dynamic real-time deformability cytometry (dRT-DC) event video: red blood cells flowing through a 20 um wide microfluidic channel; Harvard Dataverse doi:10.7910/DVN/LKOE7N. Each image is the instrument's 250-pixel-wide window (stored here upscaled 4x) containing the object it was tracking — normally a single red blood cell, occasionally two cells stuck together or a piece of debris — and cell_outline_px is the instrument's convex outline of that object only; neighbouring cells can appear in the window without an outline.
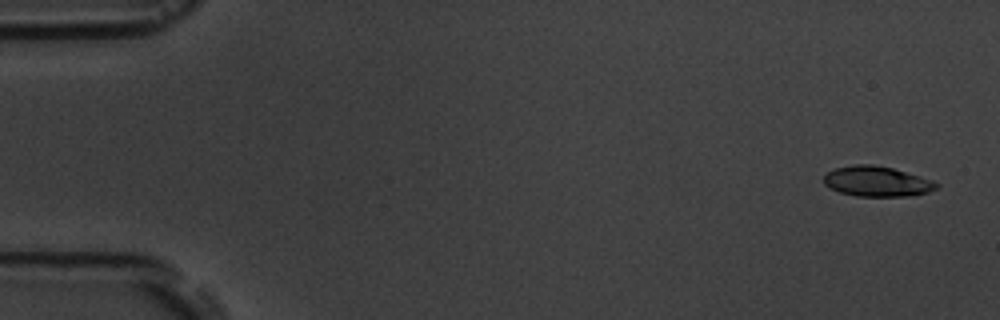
{"species": "common noctule bat (a hibernating species)", "species_latin": "Nyctalus noctula", "temperature_condition": "room temperature", "stored_images_in_passage": 5, "camera_frame_rate_fps": 3000, "um_per_image_px": 0.085, "animal": {"sex": "male", "body_mass_g": 19.5, "forearm_length_mm": 54.6}, "frame": {"image": 1, "passage_image": 1, "time_ms": 0.0, "image_size_px": [1000, 320], "cell_outline_px": [[940, 184], [936, 188], [928, 192], [908, 196], [856, 196], [840, 192], [828, 188], [824, 184], [824, 176], [828, 172], [836, 168], [856, 164], [872, 164], [892, 168], [932, 180]], "centroid_in_image_um": [74.51, 15.42], "position_along_channel_um": 10.5, "area_um2": 19.71}}
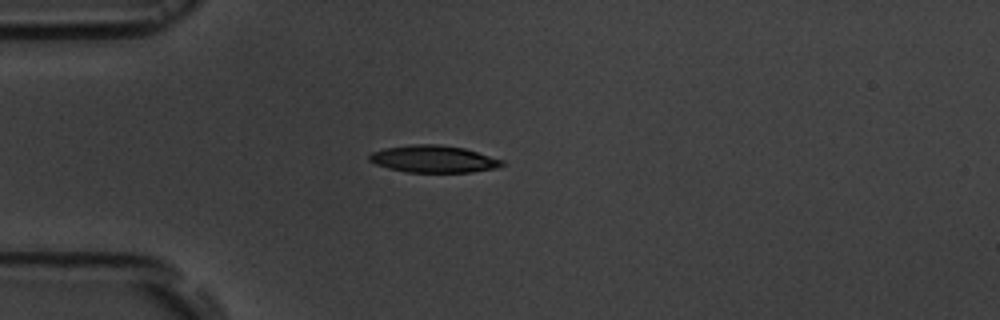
{"frame": {"image": 2, "passage_image": 5, "time_ms": 4.333, "image_size_px": [1000, 320], "cell_outline_px": [[504, 164], [496, 168], [472, 172], [408, 172], [388, 168], [376, 164], [368, 160], [368, 156], [372, 152], [384, 148], [412, 144], [440, 144], [464, 148], [504, 160]], "centroid_in_image_um": [36.84, 13.51], "position_along_channel_um": 48.2, "area_um2": 20.98}}